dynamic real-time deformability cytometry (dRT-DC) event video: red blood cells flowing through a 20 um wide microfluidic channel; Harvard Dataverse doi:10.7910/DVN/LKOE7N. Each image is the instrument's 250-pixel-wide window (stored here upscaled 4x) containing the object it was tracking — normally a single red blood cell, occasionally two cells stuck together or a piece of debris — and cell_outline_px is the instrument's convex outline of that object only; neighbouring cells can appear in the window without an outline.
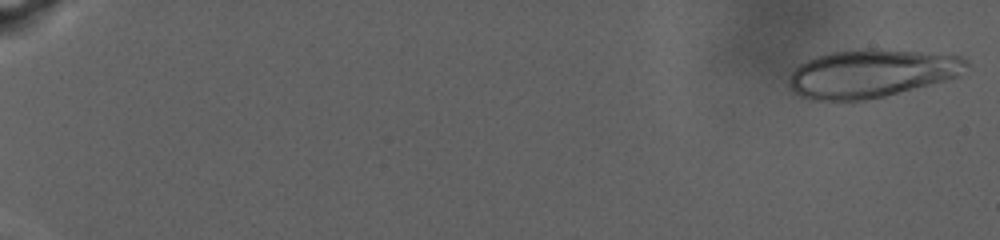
{"species": "human", "species_latin": "Homo sapiens", "temperature_condition": "warm", "stored_images_in_passage": 89, "camera_frame_rate_fps": 3000, "um_per_image_px": 0.085, "donor": {"sex": "male"}, "frame": {"image": 1, "passage_image": 2, "time_ms": 0.333, "image_size_px": [1000, 240], "cell_outline_px": [[968, 64], [956, 76], [944, 80], [884, 96], [852, 104], [812, 100], [800, 96], [792, 92], [788, 84], [788, 80], [792, 72], [800, 64], [816, 56], [828, 52], [860, 48], [876, 48], [960, 56], [968, 60]], "centroid_in_image_um": [73.95, 6.27], "position_along_channel_um": 11.1, "area_um2": 50.29}}
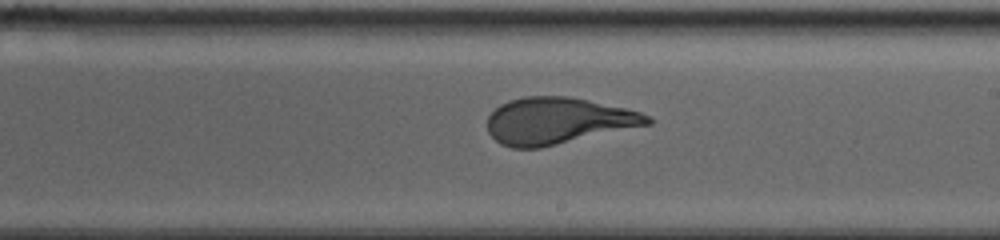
{"frame": {"image": 2, "passage_image": 57, "time_ms": 18.667, "image_size_px": [1000, 240], "cell_outline_px": [[652, 124], [540, 148], [512, 148], [500, 144], [488, 132], [488, 116], [500, 104], [508, 100], [524, 96], [568, 96], [588, 100], [624, 108], [640, 112], [648, 116], [652, 120]], "centroid_in_image_um": [47.39, 10.27], "position_along_channel_um": 241.6, "area_um2": 43.41}}
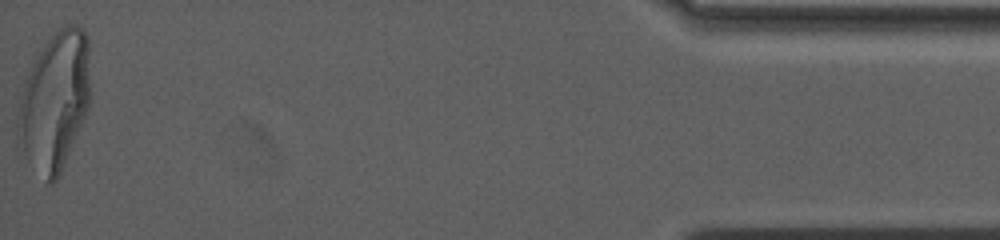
{"frame": {"image": 3, "passage_image": 89, "time_ms": 29.333, "image_size_px": [1000, 240], "cell_outline_px": [[88, 108], [60, 172], [56, 180], [52, 184], [48, 184], [28, 160], [24, 152], [16, 132], [16, 120], [20, 96], [24, 80], [32, 64], [56, 28], [68, 24], [80, 24], [84, 28], [88, 36]], "centroid_in_image_um": [4.63, 8.55], "position_along_channel_um": 430.6, "area_um2": 57.74}}